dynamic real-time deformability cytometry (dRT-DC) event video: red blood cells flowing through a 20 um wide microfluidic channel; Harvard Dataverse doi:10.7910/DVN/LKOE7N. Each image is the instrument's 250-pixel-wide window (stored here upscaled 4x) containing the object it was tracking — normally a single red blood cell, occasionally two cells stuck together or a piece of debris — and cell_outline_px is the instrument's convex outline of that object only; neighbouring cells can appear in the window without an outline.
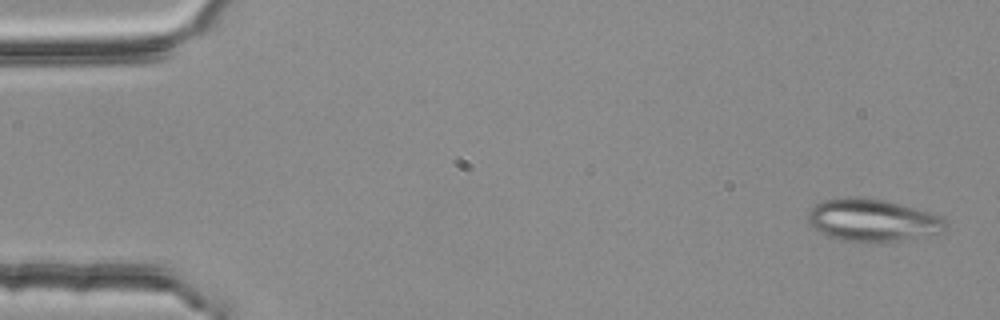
{"species": "common noctule bat (a hibernating species)", "species_latin": "Nyctalus noctula", "temperature_condition": "room temperature", "stored_images_in_passage": 5, "camera_frame_rate_fps": 3000, "um_per_image_px": 0.085, "animal": {"sex": "female", "body_mass_g": 25.1}, "frame": {"image": 1, "passage_image": 1, "time_ms": 0.0, "image_size_px": [1000, 320], "cell_outline_px": [[948, 224], [940, 232], [928, 236], [900, 240], [840, 240], [824, 236], [808, 224], [808, 212], [816, 204], [824, 200], [844, 196], [860, 196], [884, 200], [940, 216]], "centroid_in_image_um": [74.09, 18.69], "position_along_channel_um": 10.9, "area_um2": 33.58}}